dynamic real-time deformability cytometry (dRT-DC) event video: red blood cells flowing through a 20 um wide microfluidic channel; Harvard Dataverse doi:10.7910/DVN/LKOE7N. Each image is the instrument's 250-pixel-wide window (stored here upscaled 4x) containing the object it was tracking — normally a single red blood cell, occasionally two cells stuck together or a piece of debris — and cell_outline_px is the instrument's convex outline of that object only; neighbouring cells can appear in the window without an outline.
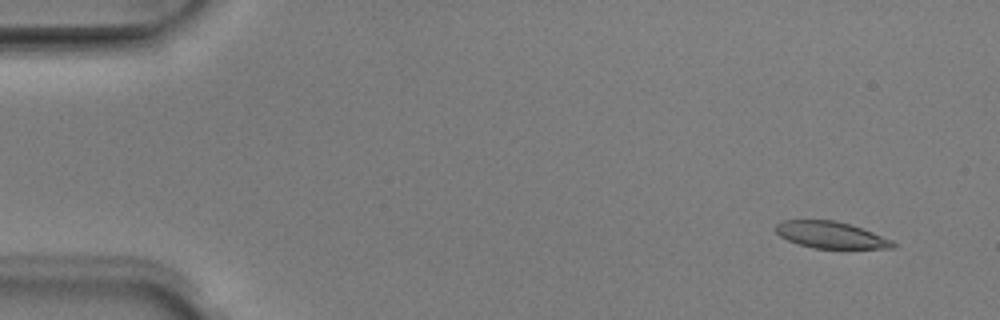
{"species": "Egyptian fruit bat (a non-hibernating species)", "species_latin": "Rousettus aegyptiacus", "temperature_condition": "room temperature", "stored_images_in_passage": 52, "camera_frame_rate_fps": 3000, "um_per_image_px": 0.085, "animal": {"sex": "male"}, "frame": {"image": 1, "passage_image": 4, "time_ms": 1.0, "image_size_px": [1000, 320], "cell_outline_px": [[896, 248], [812, 248], [788, 240], [780, 236], [776, 232], [776, 224], [780, 220], [836, 220], [872, 232], [892, 240], [896, 244]], "centroid_in_image_um": [70.6, 19.96], "position_along_channel_um": 14.4, "area_um2": 18.03}}
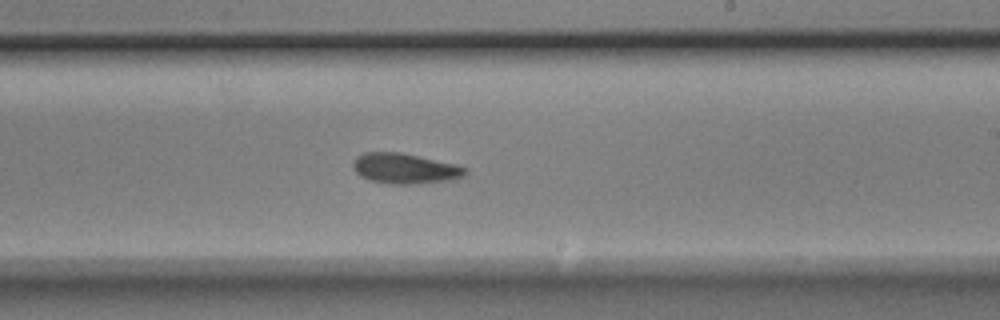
{"frame": {"image": 2, "passage_image": 31, "time_ms": 10.0, "image_size_px": [1000, 320], "cell_outline_px": [[468, 172], [464, 176], [456, 180], [416, 184], [388, 184], [368, 180], [360, 176], [352, 168], [352, 164], [356, 156], [364, 152], [400, 152], [456, 164], [468, 168]], "centroid_in_image_um": [34.43, 14.33], "position_along_channel_um": 254.6, "area_um2": 20.29}}
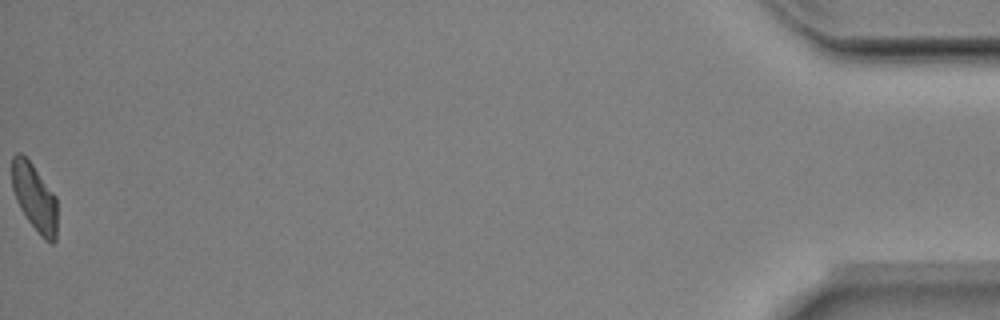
{"frame": {"image": 3, "passage_image": 52, "time_ms": 17.0, "image_size_px": [1000, 320], "cell_outline_px": [[56, 240], [52, 244], [44, 240], [40, 236], [28, 220], [20, 208], [16, 200], [12, 188], [12, 156], [16, 152], [20, 152], [32, 164], [56, 196]], "centroid_in_image_um": [2.93, 16.79], "position_along_channel_um": 432.3, "area_um2": 17.74}, "authors_computed_cell_mechanics": {"area_um2": 19.4208, "velocity_mm_per_s": 3.9521, "shape_relaxation_time_tau1_ms": 10.2744, "shape_relaxation_time_tau2_ms": 5.1366, "deformation_change_tau1": 0.2099, "deformation_change_tau2": 0.1242}}